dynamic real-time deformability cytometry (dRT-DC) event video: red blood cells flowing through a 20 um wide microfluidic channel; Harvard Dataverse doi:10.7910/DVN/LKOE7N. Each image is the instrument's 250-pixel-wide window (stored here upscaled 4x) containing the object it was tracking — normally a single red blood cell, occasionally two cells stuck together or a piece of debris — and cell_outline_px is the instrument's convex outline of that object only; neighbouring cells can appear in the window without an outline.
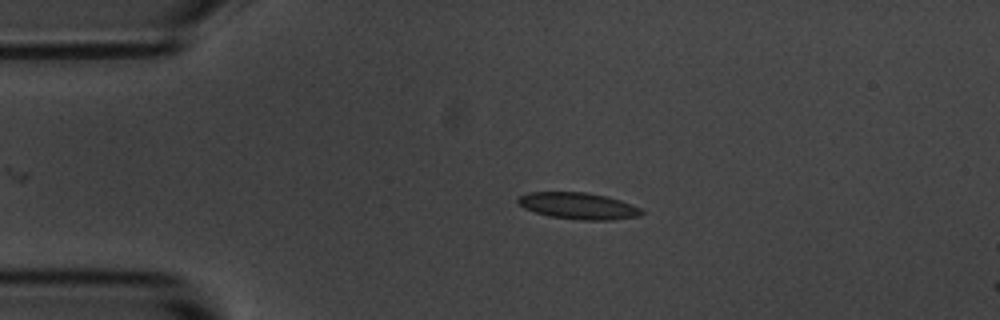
{"species": "common noctule bat (a hibernating species)", "species_latin": "Nyctalus noctula", "temperature_condition": "room temperature", "stored_images_in_passage": 32, "camera_frame_rate_fps": 3000, "um_per_image_px": 0.085, "animal": {"sex": "male", "body_mass_g": 20.1, "forearm_length_mm": 53.5}, "frame": {"image": 1, "passage_image": 1, "time_ms": 0.0, "image_size_px": [1000, 320], "cell_outline_px": [[644, 212], [640, 216], [612, 220], [584, 220], [548, 216], [524, 208], [516, 200], [520, 196], [528, 192], [588, 192], [608, 196], [620, 200], [640, 208]], "centroid_in_image_um": [49.17, 17.49], "position_along_channel_um": 35.8, "area_um2": 19.13}}
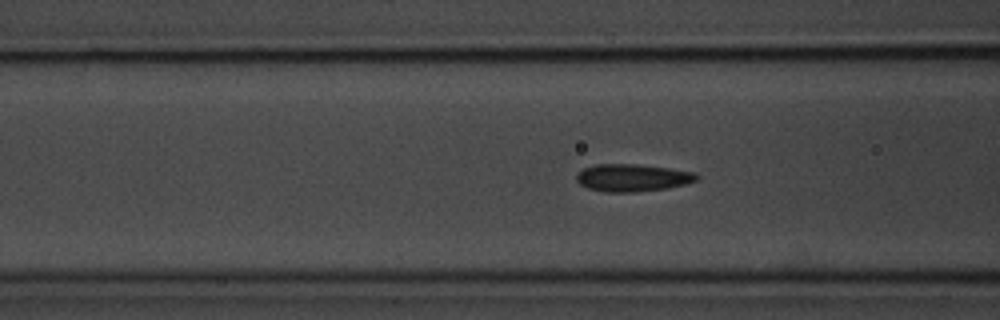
{"frame": {"image": 2, "passage_image": 10, "time_ms": 3.0, "image_size_px": [1000, 320], "cell_outline_px": [[700, 176], [696, 180], [684, 184], [668, 188], [636, 192], [604, 192], [588, 188], [580, 184], [576, 180], [576, 172], [584, 168], [596, 164], [636, 164], [668, 168], [696, 172]], "centroid_in_image_um": [53.74, 15.11], "position_along_channel_um": 112.9, "area_um2": 19.31}}
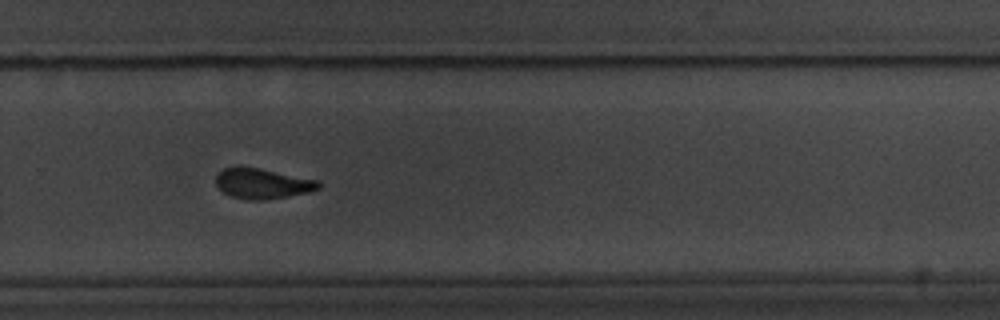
{"frame": {"image": 3, "passage_image": 26, "time_ms": 8.333, "image_size_px": [1000, 320], "cell_outline_px": [[320, 188], [308, 192], [288, 196], [264, 200], [248, 200], [232, 196], [224, 192], [216, 184], [216, 176], [224, 168], [260, 168], [320, 180]], "centroid_in_image_um": [22.36, 15.61], "position_along_channel_um": 307.4, "area_um2": 17.86}, "authors_computed_cell_mechanics": {"area_um2": 19.0162, "velocity_mm_per_s": 3.6591, "shape_relaxation_time_tau1_ms": 3.1849, "shape_relaxation_time_tau2_ms": 1.2459, "deformation_change_tau1": 0.1112, "deformation_change_tau2": 0.076}}